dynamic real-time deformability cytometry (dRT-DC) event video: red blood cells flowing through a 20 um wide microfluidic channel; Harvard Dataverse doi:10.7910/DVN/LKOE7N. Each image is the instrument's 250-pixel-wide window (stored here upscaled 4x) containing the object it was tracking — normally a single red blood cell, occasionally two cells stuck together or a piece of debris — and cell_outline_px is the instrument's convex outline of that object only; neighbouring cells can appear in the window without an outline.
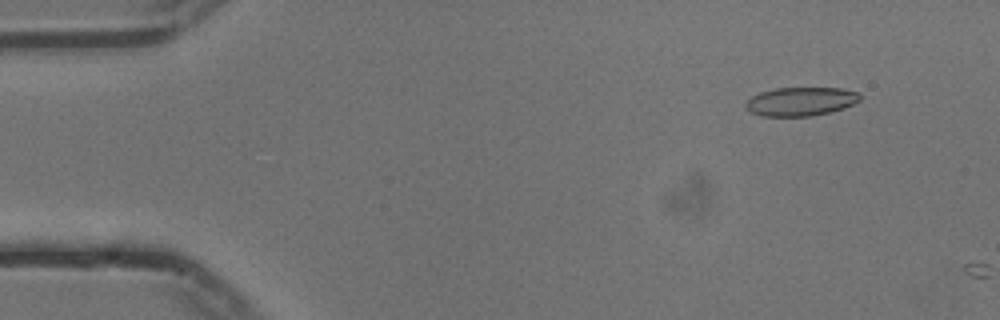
{"species": "common noctule bat (a hibernating species)", "species_latin": "Nyctalus noctula", "temperature_condition": "cold", "stored_images_in_passage": 6, "camera_frame_rate_fps": 3000, "um_per_image_px": 0.085, "animal": {"sex": "male", "body_mass_g": 13.3}, "frame": {"image": 1, "passage_image": 5, "time_ms": 1.333, "image_size_px": [1000, 320], "cell_outline_px": [[860, 100], [844, 108], [812, 116], [760, 116], [752, 112], [744, 104], [752, 96], [760, 92], [776, 88], [840, 88], [856, 92], [860, 96]], "centroid_in_image_um": [68.05, 8.62], "position_along_channel_um": 17.0, "area_um2": 18.9}}